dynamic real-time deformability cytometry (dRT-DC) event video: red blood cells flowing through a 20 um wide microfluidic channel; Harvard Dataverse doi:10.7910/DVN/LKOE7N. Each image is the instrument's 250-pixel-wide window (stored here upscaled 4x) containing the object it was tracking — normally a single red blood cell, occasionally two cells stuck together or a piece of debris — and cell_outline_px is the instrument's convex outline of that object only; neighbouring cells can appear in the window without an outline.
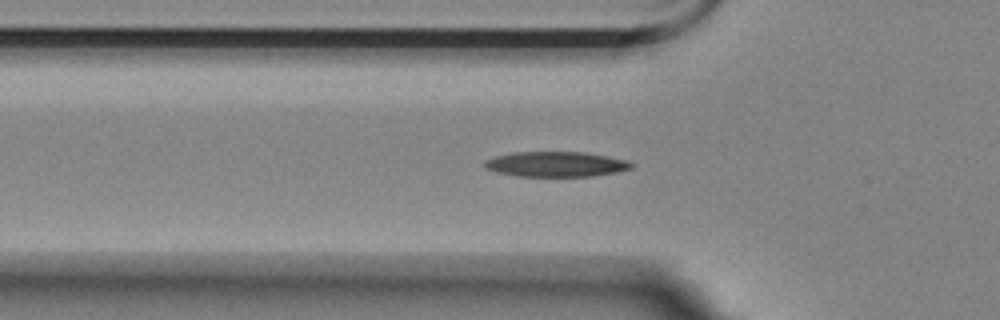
{"species": "Egyptian fruit bat (a non-hibernating species)", "species_latin": "Rousettus aegyptiacus", "temperature_condition": "room temperature", "stored_images_in_passage": 46, "camera_frame_rate_fps": 3000, "um_per_image_px": 0.085, "animal": {"sex": "female"}, "frame": {"image": 1, "passage_image": 7, "time_ms": 2.0, "image_size_px": [1000, 320], "cell_outline_px": [[632, 168], [616, 172], [592, 176], [516, 176], [496, 172], [484, 168], [484, 160], [496, 156], [516, 152], [584, 152], [628, 160], [632, 164]], "centroid_in_image_um": [47.23, 13.96], "position_along_channel_um": 78.6, "area_um2": 21.44}}
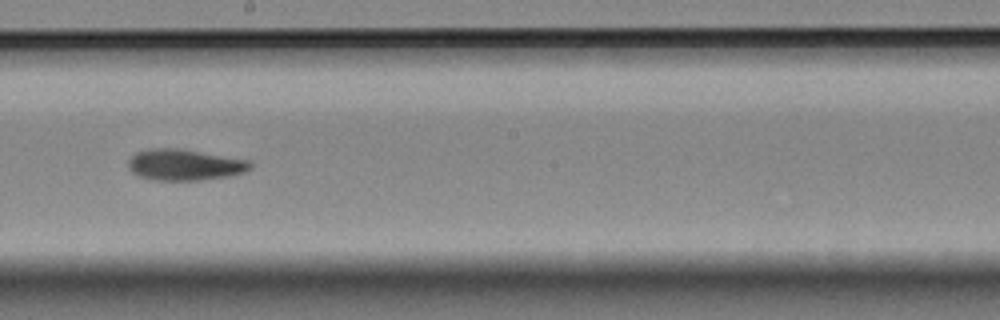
{"frame": {"image": 2, "passage_image": 20, "time_ms": 6.333, "image_size_px": [1000, 320], "cell_outline_px": [[252, 168], [244, 172], [232, 176], [200, 180], [152, 180], [136, 176], [128, 168], [128, 160], [136, 152], [148, 148], [176, 148], [252, 160]], "centroid_in_image_um": [15.7, 14.01], "position_along_channel_um": 232.5, "area_um2": 22.48}}
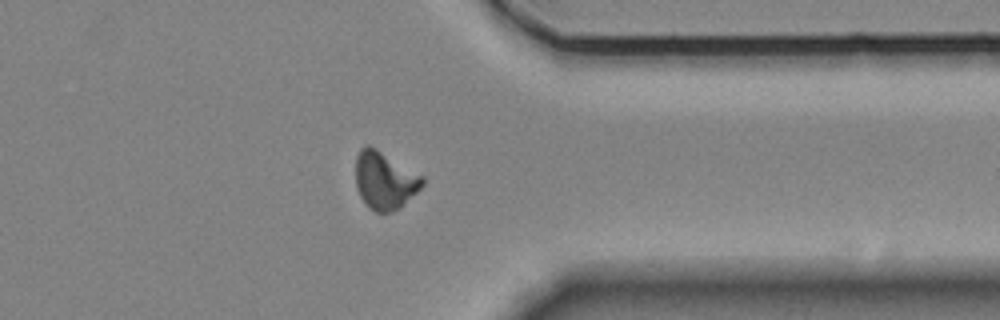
{"frame": {"image": 3, "passage_image": 33, "time_ms": 10.667, "image_size_px": [1000, 320], "cell_outline_px": [[424, 184], [400, 208], [392, 212], [376, 212], [368, 208], [360, 196], [356, 188], [356, 156], [360, 148], [368, 144], [376, 148], [424, 176]], "centroid_in_image_um": [32.69, 15.33], "position_along_channel_um": 378.7, "area_um2": 22.54}, "authors_computed_cell_mechanics": {"area_um2": 21.2704, "velocity_mm_per_s": 3.5268, "shape_relaxation_time_tau1_ms": 5.0751, "shape_relaxation_time_tau2_ms": 4.0053, "deformation_change_tau1": 0.1687, "deformation_change_tau2": 0.1063}}